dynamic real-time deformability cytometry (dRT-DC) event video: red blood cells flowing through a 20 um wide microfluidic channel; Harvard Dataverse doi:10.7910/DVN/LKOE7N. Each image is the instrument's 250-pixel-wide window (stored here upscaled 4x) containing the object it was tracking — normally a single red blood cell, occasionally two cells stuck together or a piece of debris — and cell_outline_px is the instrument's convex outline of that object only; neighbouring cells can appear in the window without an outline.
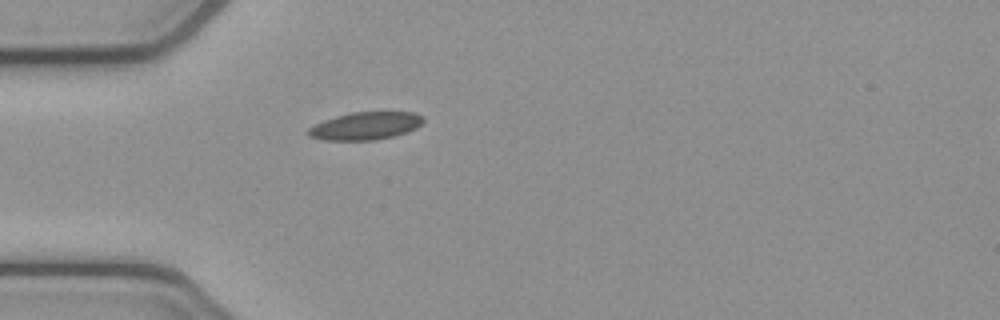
{"species": "common noctule bat (a hibernating species)", "species_latin": "Nyctalus noctula", "temperature_condition": "cold", "stored_images_in_passage": 1, "camera_frame_rate_fps": 3000, "um_per_image_px": 0.085, "animal": {"sex": "female", "body_mass_g": 21.9}, "frame": {"image": 1, "passage_image": 1, "time_ms": 0.0, "image_size_px": [1000, 320], "cell_outline_px": [[424, 120], [416, 128], [392, 136], [372, 140], [324, 140], [308, 136], [304, 132], [308, 128], [324, 120], [336, 116], [352, 112], [416, 112], [424, 116]], "centroid_in_image_um": [31.03, 10.69], "position_along_channel_um": 54.0, "area_um2": 18.5}}